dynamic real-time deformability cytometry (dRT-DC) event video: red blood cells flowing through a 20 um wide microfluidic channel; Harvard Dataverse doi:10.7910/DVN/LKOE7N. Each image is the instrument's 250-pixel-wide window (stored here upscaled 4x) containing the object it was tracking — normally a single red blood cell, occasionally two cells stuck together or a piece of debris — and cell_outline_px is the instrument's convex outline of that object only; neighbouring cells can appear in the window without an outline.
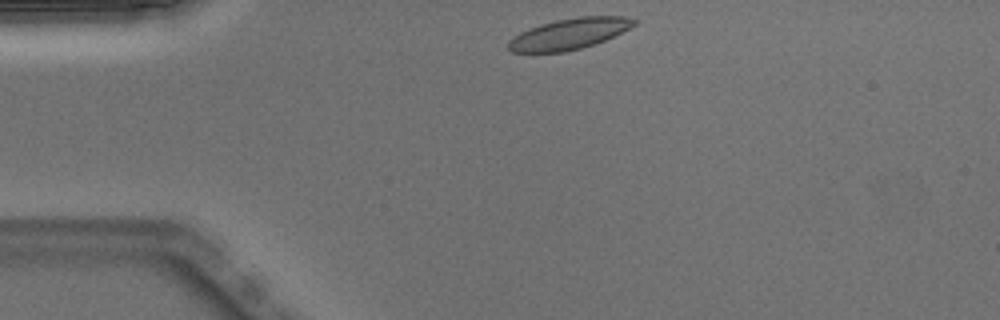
{"species": "Egyptian fruit bat (a non-hibernating species)", "species_latin": "Rousettus aegyptiacus", "temperature_condition": "warm", "stored_images_in_passage": 40, "camera_frame_rate_fps": 3000, "um_per_image_px": 0.085, "animal": {"sex": "male"}, "frame": {"image": 1, "passage_image": 1, "time_ms": 0.0, "image_size_px": [1000, 320], "cell_outline_px": [[640, 20], [636, 24], [604, 40], [580, 48], [564, 52], [512, 52], [508, 48], [508, 40], [520, 32], [556, 20], [580, 16], [628, 16]], "centroid_in_image_um": [48.4, 2.87], "position_along_channel_um": 36.6, "area_um2": 22.31}}
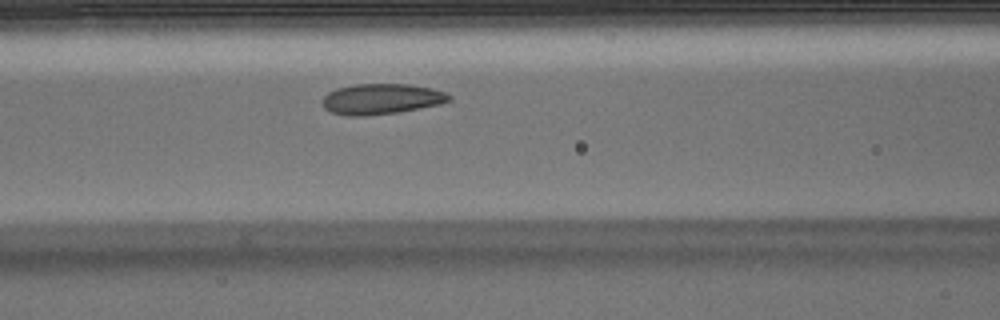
{"frame": {"image": 2, "passage_image": 11, "time_ms": 3.333, "image_size_px": [1000, 320], "cell_outline_px": [[452, 100], [440, 104], [400, 112], [364, 116], [348, 116], [332, 112], [324, 108], [324, 96], [328, 92], [336, 88], [356, 84], [408, 84], [432, 88], [444, 92], [452, 96]], "centroid_in_image_um": [32.44, 8.41], "position_along_channel_um": 134.2, "area_um2": 22.6}}
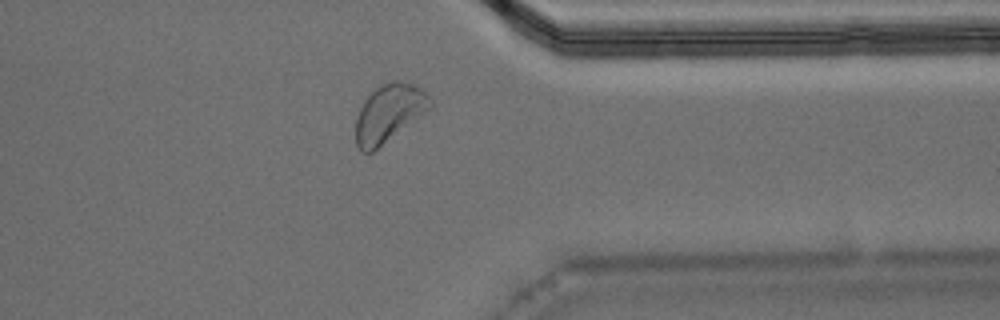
{"frame": {"image": 3, "passage_image": 30, "time_ms": 9.667, "image_size_px": [1000, 320], "cell_outline_px": [[436, 104], [432, 108], [372, 152], [360, 152], [356, 144], [356, 116], [364, 100], [376, 88], [392, 80], [400, 80], [412, 84], [420, 88]], "centroid_in_image_um": [33.08, 9.62], "position_along_channel_um": 378.3, "area_um2": 24.97}, "authors_computed_cell_mechanics": {"area_um2": 23.0622, "velocity_mm_per_s": 3.9578, "shape_relaxation_time_tau1_ms": 3.471, "shape_relaxation_time_tau2_ms": 2.4069, "deformation_change_tau1": 0.1009, "deformation_change_tau2": 0.0762}}